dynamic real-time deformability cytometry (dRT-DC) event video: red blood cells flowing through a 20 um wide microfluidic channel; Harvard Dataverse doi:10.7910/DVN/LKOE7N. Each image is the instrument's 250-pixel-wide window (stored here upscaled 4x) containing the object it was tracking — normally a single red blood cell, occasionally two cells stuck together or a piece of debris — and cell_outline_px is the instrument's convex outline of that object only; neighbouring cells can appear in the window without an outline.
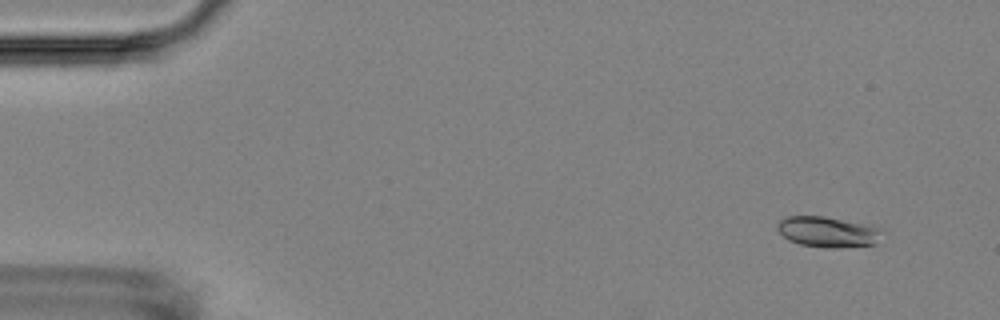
{"species": "Egyptian fruit bat (a non-hibernating species)", "species_latin": "Rousettus aegyptiacus", "temperature_condition": "room temperature", "stored_images_in_passage": 6, "camera_frame_rate_fps": 3000, "um_per_image_px": 0.085, "animal": {"sex": "female"}, "frame": {"image": 1, "passage_image": 1, "time_ms": 0.0, "image_size_px": [1000, 320], "cell_outline_px": [[884, 232], [876, 244], [840, 248], [828, 248], [800, 244], [788, 240], [776, 228], [776, 224], [784, 216], [824, 216], [872, 224]], "centroid_in_image_um": [70.39, 19.7], "position_along_channel_um": 14.6, "area_um2": 19.07}}